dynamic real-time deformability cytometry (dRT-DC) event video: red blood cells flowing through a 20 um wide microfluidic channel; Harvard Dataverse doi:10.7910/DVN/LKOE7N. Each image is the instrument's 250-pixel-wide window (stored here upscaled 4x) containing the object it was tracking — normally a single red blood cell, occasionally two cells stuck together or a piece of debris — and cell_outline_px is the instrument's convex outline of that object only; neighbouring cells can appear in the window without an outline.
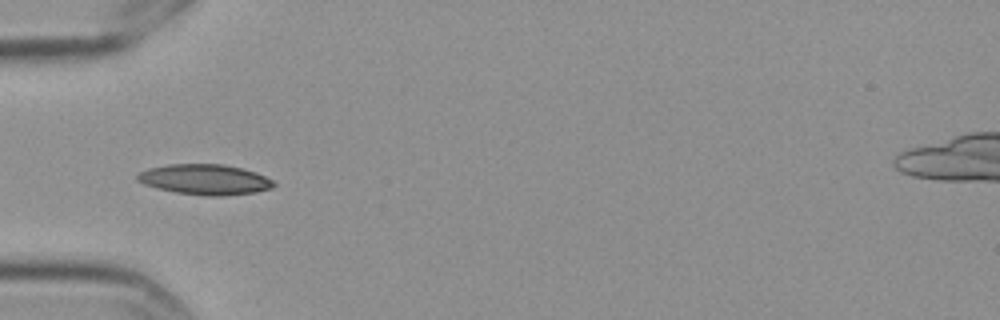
{"species": "Egyptian fruit bat (a non-hibernating species)", "species_latin": "Rousettus aegyptiacus", "temperature_condition": "cold", "stored_images_in_passage": 40, "camera_frame_rate_fps": 3000, "um_per_image_px": 0.085, "frame": {"image": 1, "passage_image": 1, "time_ms": 0.0, "image_size_px": [1000, 320], "cell_outline_px": [[276, 184], [272, 188], [256, 192], [224, 196], [204, 196], [176, 192], [156, 188], [144, 184], [136, 180], [136, 176], [140, 172], [148, 168], [168, 164], [224, 164], [256, 172], [272, 180]], "centroid_in_image_um": [17.41, 15.26], "position_along_channel_um": 67.6, "area_um2": 24.22}}
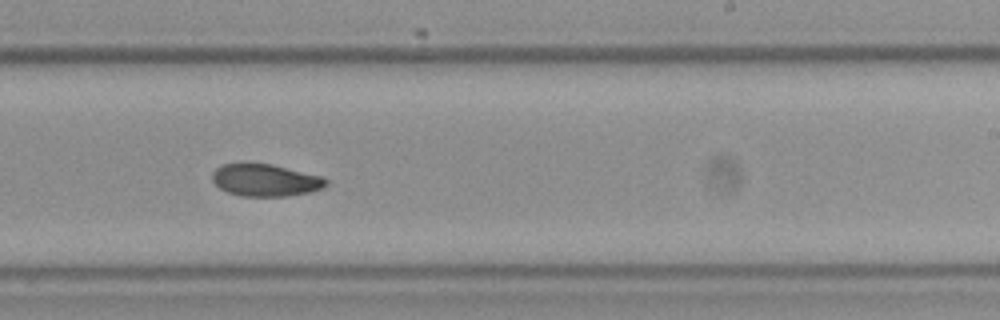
{"frame": {"image": 2, "passage_image": 18, "time_ms": 5.667, "image_size_px": [1000, 320], "cell_outline_px": [[328, 184], [324, 188], [308, 192], [288, 196], [240, 196], [228, 192], [220, 188], [212, 180], [212, 172], [220, 164], [244, 160], [272, 164], [324, 176], [328, 180]], "centroid_in_image_um": [22.53, 15.26], "position_along_channel_um": 266.5, "area_um2": 22.2}}
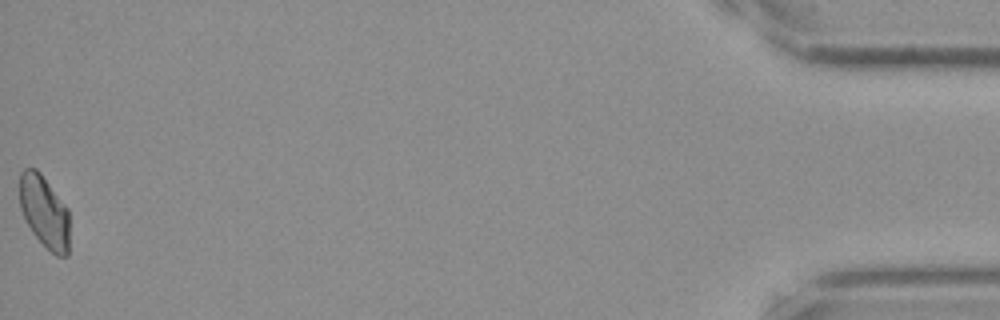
{"frame": {"image": 3, "passage_image": 40, "time_ms": 13.0, "image_size_px": [1000, 320], "cell_outline_px": [[68, 256], [56, 256], [32, 232], [24, 220], [20, 208], [20, 172], [24, 168], [36, 168], [40, 172], [68, 208]], "centroid_in_image_um": [3.75, 17.97], "position_along_channel_um": 431.4, "area_um2": 20.92}, "authors_computed_cell_mechanics": {"area_um2": 21.6172, "velocity_mm_per_s": 3.5179, "shape_relaxation_time_tau1_ms": null, "shape_relaxation_time_tau2_ms": 4.6173, "deformation_change_tau1": null, "deformation_change_tau2": 0.0771}}